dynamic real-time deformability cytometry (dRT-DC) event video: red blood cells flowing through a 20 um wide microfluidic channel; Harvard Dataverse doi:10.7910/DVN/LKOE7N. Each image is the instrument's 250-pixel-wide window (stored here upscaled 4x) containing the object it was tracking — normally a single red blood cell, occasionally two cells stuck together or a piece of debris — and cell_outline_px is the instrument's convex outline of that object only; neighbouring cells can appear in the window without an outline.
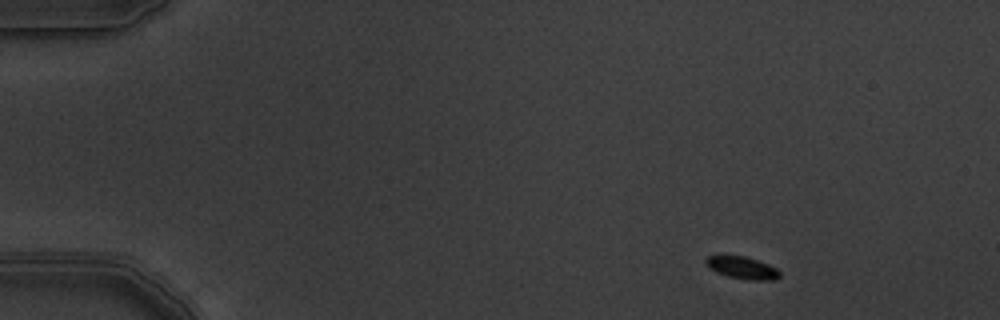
{"species": "common noctule bat (a hibernating species)", "species_latin": "Nyctalus noctula", "temperature_condition": "warm", "stored_images_in_passage": 4, "camera_frame_rate_fps": 3000, "um_per_image_px": 0.085, "animal": {"sex": "male", "body_mass_g": 19.5, "forearm_length_mm": 54.6}, "frame": {"image": 1, "passage_image": 1, "time_ms": 0.0, "image_size_px": [1000, 320], "cell_outline_px": [[780, 276], [772, 280], [752, 280], [728, 276], [716, 272], [708, 268], [704, 264], [704, 260], [708, 256], [720, 252], [724, 252], [744, 256], [768, 264], [776, 268], [780, 272]], "centroid_in_image_um": [62.97, 22.69], "position_along_channel_um": 22.0, "area_um2": 10.06}}